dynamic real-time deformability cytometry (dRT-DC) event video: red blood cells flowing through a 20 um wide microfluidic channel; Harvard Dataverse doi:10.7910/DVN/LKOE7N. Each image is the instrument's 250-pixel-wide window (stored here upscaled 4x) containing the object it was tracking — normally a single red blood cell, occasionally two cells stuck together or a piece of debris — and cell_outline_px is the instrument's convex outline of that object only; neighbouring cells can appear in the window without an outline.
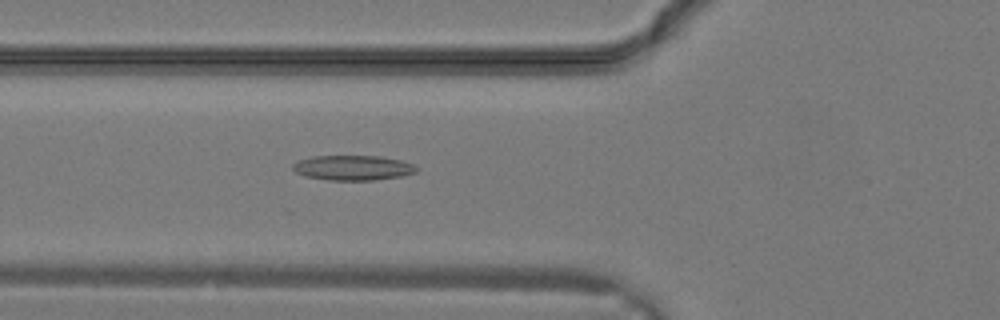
{"species": "common noctule bat (a hibernating species)", "species_latin": "Nyctalus noctula", "temperature_condition": "warm", "stored_images_in_passage": 4, "camera_frame_rate_fps": 3000, "um_per_image_px": 0.085, "animal": {"sex": "male", "body_mass_g": 19.2, "forearm_length_mm": 51.8}, "frame": {"image": 1, "passage_image": 2, "time_ms": 0.333, "image_size_px": [1000, 320], "cell_outline_px": [[420, 168], [416, 172], [400, 176], [376, 180], [328, 180], [304, 176], [296, 172], [292, 168], [292, 164], [296, 160], [312, 156], [380, 156], [400, 160], [412, 164]], "centroid_in_image_um": [29.96, 14.26], "position_along_channel_um": 95.8, "area_um2": 18.09}}
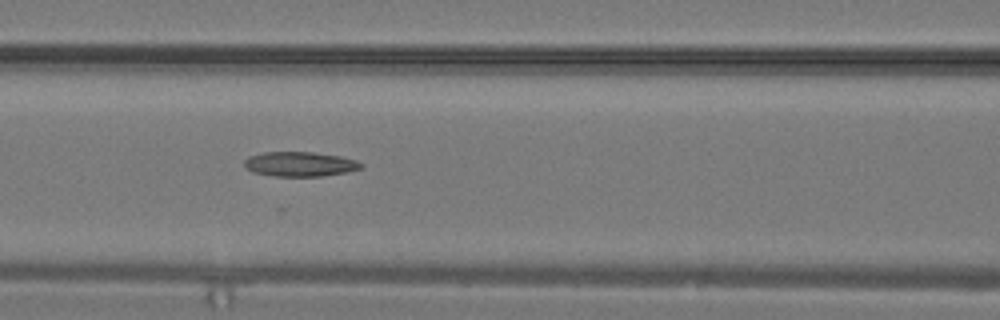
{"frame": {"image": 2, "passage_image": 4, "time_ms": 1.0, "image_size_px": [1000, 320], "cell_outline_px": [[364, 168], [324, 176], [276, 176], [252, 172], [244, 164], [244, 160], [248, 156], [264, 152], [312, 152], [340, 156], [356, 160], [364, 164]], "centroid_in_image_um": [25.51, 13.94], "position_along_channel_um": 141.1, "area_um2": 16.76}}